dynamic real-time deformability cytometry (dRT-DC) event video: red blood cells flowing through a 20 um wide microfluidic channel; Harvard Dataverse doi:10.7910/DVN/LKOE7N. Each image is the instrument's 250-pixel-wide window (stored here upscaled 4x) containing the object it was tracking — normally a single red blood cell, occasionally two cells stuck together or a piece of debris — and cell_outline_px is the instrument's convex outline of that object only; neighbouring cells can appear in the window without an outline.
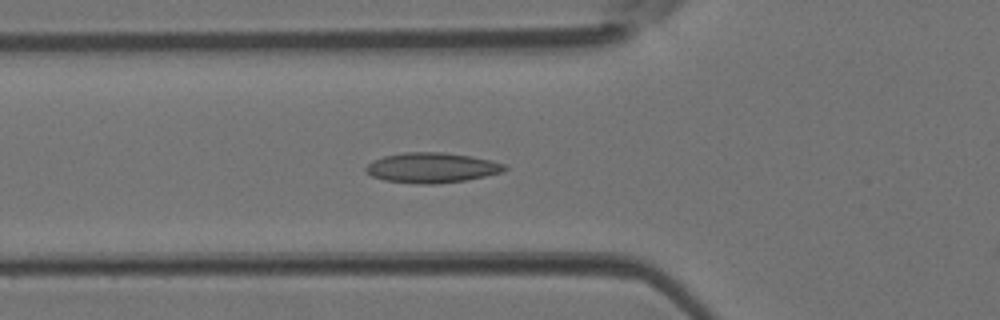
{"species": "Egyptian fruit bat (a non-hibernating species)", "species_latin": "Rousettus aegyptiacus", "temperature_condition": "room temperature", "stored_images_in_passage": 36, "camera_frame_rate_fps": 3000, "um_per_image_px": 0.085, "animal": {"sex": "female"}, "frame": {"image": 1, "passage_image": 7, "time_ms": 2.0, "image_size_px": [1000, 320], "cell_outline_px": [[508, 168], [504, 172], [464, 180], [436, 184], [420, 184], [384, 180], [372, 176], [364, 172], [364, 168], [372, 160], [384, 156], [404, 152], [444, 152], [492, 160], [504, 164]], "centroid_in_image_um": [36.67, 14.25], "position_along_channel_um": 89.1, "area_um2": 24.39}}
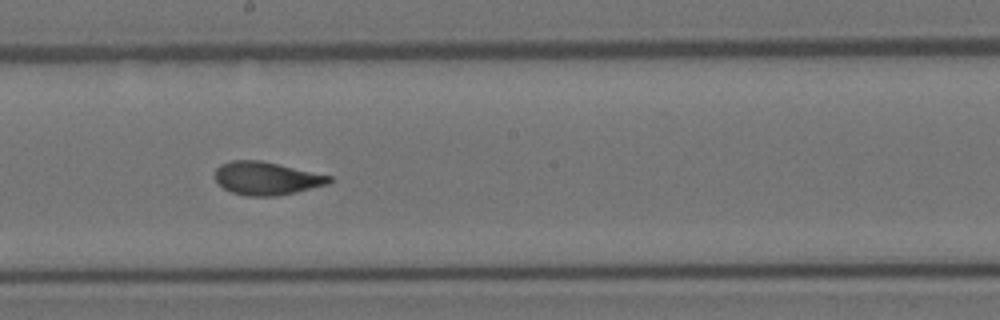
{"frame": {"image": 2, "passage_image": 16, "time_ms": 5.0, "image_size_px": [1000, 320], "cell_outline_px": [[332, 180], [328, 184], [296, 192], [276, 196], [248, 196], [232, 192], [224, 188], [216, 180], [216, 168], [220, 164], [232, 160], [260, 160], [332, 176]], "centroid_in_image_um": [22.66, 15.16], "position_along_channel_um": 225.5, "area_um2": 21.85}}
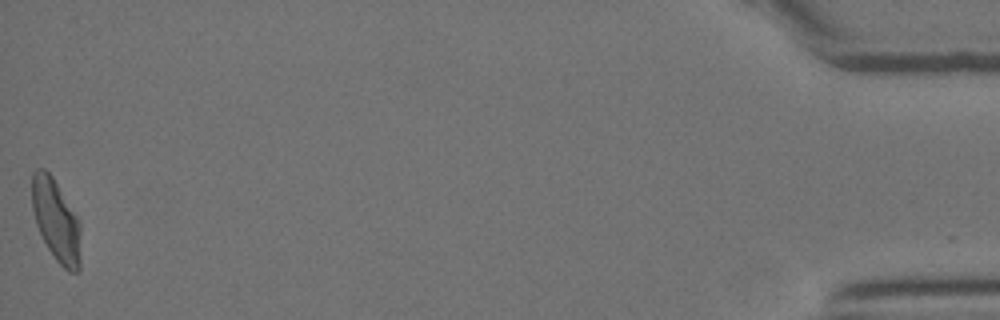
{"frame": {"image": 3, "passage_image": 36, "time_ms": 11.667, "image_size_px": [1000, 320], "cell_outline_px": [[80, 272], [68, 272], [56, 260], [48, 248], [36, 224], [32, 208], [32, 172], [36, 168], [44, 168], [52, 176], [80, 220]], "centroid_in_image_um": [4.78, 18.74], "position_along_channel_um": 430.4, "area_um2": 23.41}}